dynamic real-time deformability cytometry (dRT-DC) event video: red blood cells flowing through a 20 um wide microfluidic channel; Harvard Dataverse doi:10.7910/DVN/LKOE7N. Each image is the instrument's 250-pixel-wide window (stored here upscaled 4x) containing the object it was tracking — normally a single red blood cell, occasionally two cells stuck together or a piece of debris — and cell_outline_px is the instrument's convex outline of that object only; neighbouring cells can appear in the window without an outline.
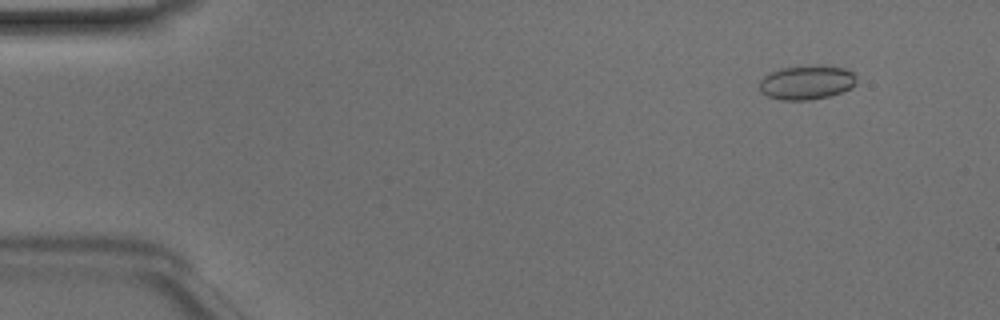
{"species": "Egyptian fruit bat (a non-hibernating species)", "species_latin": "Rousettus aegyptiacus", "temperature_condition": "room temperature", "stored_images_in_passage": 49, "camera_frame_rate_fps": 3000, "um_per_image_px": 0.085, "animal": {"sex": "male"}, "frame": {"image": 1, "passage_image": 5, "time_ms": 1.333, "image_size_px": [1000, 320], "cell_outline_px": [[856, 84], [852, 88], [828, 96], [812, 100], [780, 100], [768, 96], [760, 92], [760, 80], [764, 76], [772, 72], [784, 68], [812, 64], [824, 64], [844, 68], [852, 72], [856, 76]], "centroid_in_image_um": [68.6, 6.99], "position_along_channel_um": 16.4, "area_um2": 19.59}}
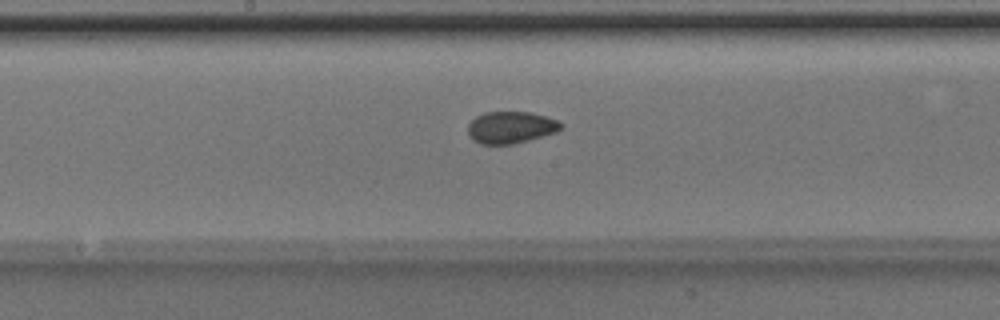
{"frame": {"image": 2, "passage_image": 26, "time_ms": 8.333, "image_size_px": [1000, 320], "cell_outline_px": [[564, 124], [556, 132], [528, 140], [512, 144], [480, 144], [472, 140], [468, 132], [468, 124], [476, 116], [484, 112], [528, 112], [544, 116], [556, 120]], "centroid_in_image_um": [43.38, 10.83], "position_along_channel_um": 204.8, "area_um2": 17.17}}
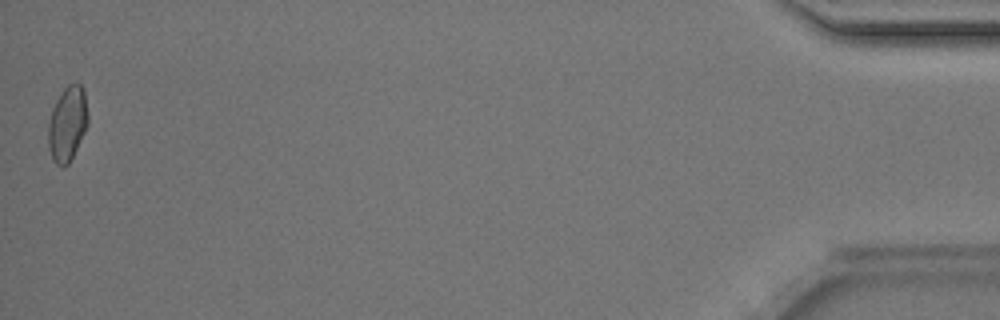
{"frame": {"image": 3, "passage_image": 49, "time_ms": 16.0, "image_size_px": [1000, 320], "cell_outline_px": [[88, 124], [68, 164], [64, 168], [56, 164], [52, 160], [48, 148], [48, 124], [52, 108], [56, 100], [64, 88], [68, 84], [80, 84], [84, 88], [88, 116]], "centroid_in_image_um": [5.71, 10.52], "position_along_channel_um": 429.5, "area_um2": 17.34}, "authors_computed_cell_mechanics": {"area_um2": 17.4556, "velocity_mm_per_s": 4.1648, "shape_relaxation_time_tau1_ms": 4.3264, "shape_relaxation_time_tau2_ms": 1.1719, "deformation_change_tau1": 0.061, "deformation_change_tau2": 0.0496}}